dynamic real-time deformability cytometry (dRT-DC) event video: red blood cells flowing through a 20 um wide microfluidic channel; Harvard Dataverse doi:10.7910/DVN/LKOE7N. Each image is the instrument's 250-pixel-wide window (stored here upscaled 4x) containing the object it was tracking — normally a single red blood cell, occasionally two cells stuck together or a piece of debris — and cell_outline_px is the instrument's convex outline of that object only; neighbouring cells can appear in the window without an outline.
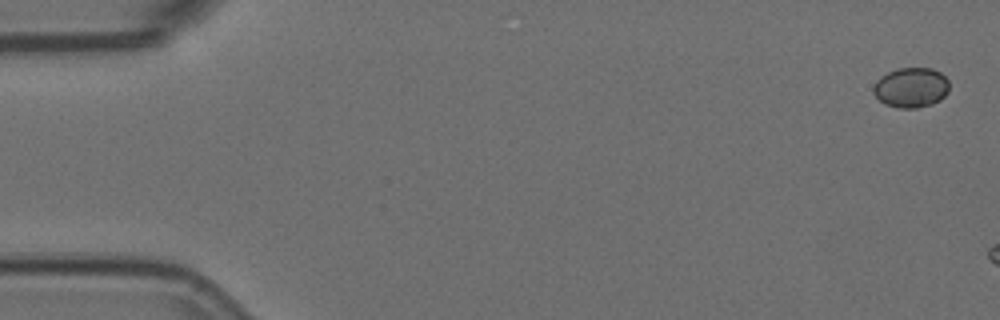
{"species": "Egyptian fruit bat (a non-hibernating species)", "species_latin": "Rousettus aegyptiacus", "temperature_condition": "room temperature", "stored_images_in_passage": 3, "camera_frame_rate_fps": 3000, "um_per_image_px": 0.085, "animal": {"sex": "female"}, "frame": {"image": 1, "passage_image": 1, "time_ms": 0.0, "image_size_px": [1000, 320], "cell_outline_px": [[948, 92], [940, 100], [932, 104], [916, 108], [896, 108], [884, 104], [872, 92], [872, 88], [876, 80], [880, 76], [896, 68], [932, 68], [940, 72], [948, 80]], "centroid_in_image_um": [77.42, 7.44], "position_along_channel_um": 7.6, "area_um2": 17.86}}